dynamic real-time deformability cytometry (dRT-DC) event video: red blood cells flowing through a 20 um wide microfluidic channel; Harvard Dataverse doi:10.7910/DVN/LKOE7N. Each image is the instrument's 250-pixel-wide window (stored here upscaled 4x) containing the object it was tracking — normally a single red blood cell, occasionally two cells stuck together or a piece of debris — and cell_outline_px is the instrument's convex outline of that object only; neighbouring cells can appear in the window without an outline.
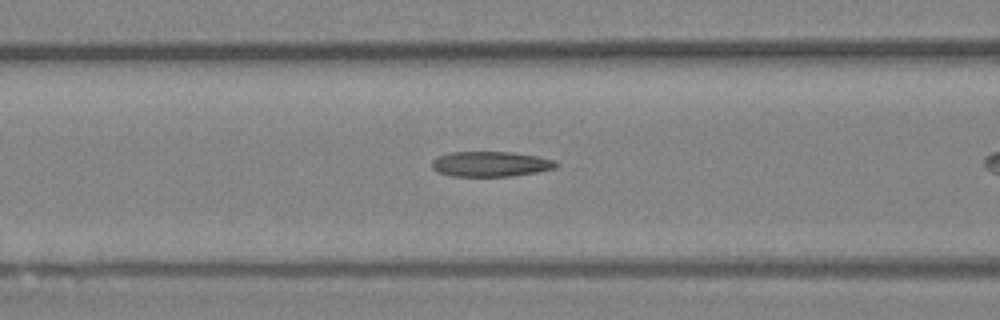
{"species": "Egyptian fruit bat (a non-hibernating species)", "species_latin": "Rousettus aegyptiacus", "temperature_condition": "room temperature", "stored_images_in_passage": 37, "camera_frame_rate_fps": 3000, "um_per_image_px": 0.085, "animal": {"sex": "female"}, "frame": {"image": 1, "passage_image": 17, "time_ms": 5.333, "image_size_px": [1000, 320], "cell_outline_px": [[560, 164], [556, 168], [536, 172], [512, 176], [452, 176], [436, 172], [432, 168], [432, 160], [436, 156], [448, 152], [512, 152], [536, 156], [556, 160]], "centroid_in_image_um": [41.69, 13.94], "position_along_channel_um": 124.9, "area_um2": 18.44}}
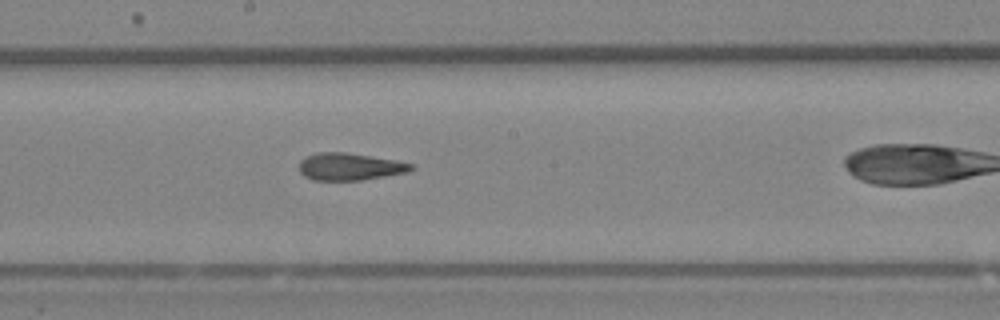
{"frame": {"image": 2, "passage_image": 24, "time_ms": 7.667, "image_size_px": [1000, 320], "cell_outline_px": [[416, 168], [408, 172], [360, 180], [312, 180], [304, 176], [300, 172], [300, 160], [304, 156], [316, 152], [344, 152], [396, 160], [416, 164]], "centroid_in_image_um": [29.74, 14.16], "position_along_channel_um": 218.5, "area_um2": 17.92}}
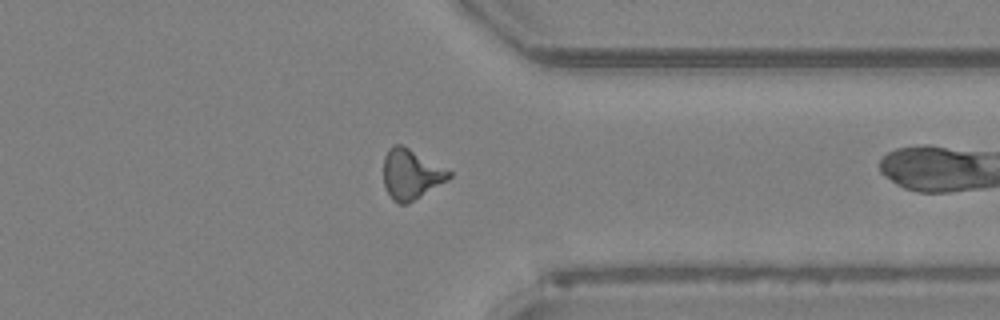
{"frame": {"image": 3, "passage_image": 36, "time_ms": 11.667, "image_size_px": [1000, 320], "cell_outline_px": [[452, 176], [448, 180], [408, 204], [400, 204], [392, 200], [384, 188], [384, 156], [388, 148], [392, 144], [400, 144], [408, 148], [452, 172]], "centroid_in_image_um": [34.91, 14.83], "position_along_channel_um": 376.5, "area_um2": 19.07}}